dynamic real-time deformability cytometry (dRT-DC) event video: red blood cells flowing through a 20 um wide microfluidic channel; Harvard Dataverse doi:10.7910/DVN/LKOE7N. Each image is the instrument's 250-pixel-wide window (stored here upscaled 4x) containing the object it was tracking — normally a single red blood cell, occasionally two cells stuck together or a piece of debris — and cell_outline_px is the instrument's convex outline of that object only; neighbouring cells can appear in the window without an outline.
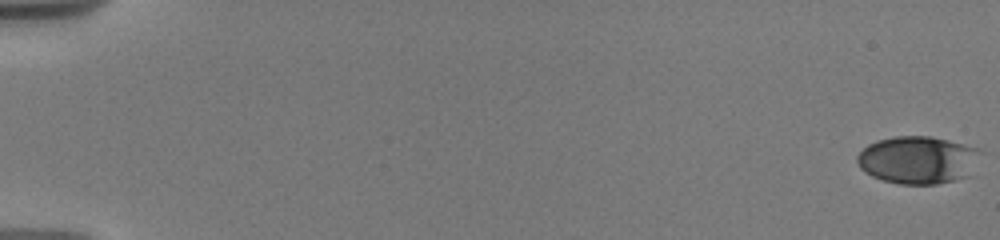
{"species": "human", "species_latin": "Homo sapiens", "temperature_condition": "warm", "stored_images_in_passage": 25, "camera_frame_rate_fps": 3000, "um_per_image_px": 0.085, "donor": {"sex": "male"}, "frame": {"image": 1, "passage_image": 1, "time_ms": 0.0, "image_size_px": [1000, 240], "cell_outline_px": [[984, 152], [972, 176], [936, 184], [900, 184], [884, 180], [872, 176], [860, 168], [856, 160], [856, 156], [868, 144], [876, 140], [896, 136], [932, 136], [980, 148]], "centroid_in_image_um": [78.1, 13.59], "position_along_channel_um": 6.9, "area_um2": 34.91}}
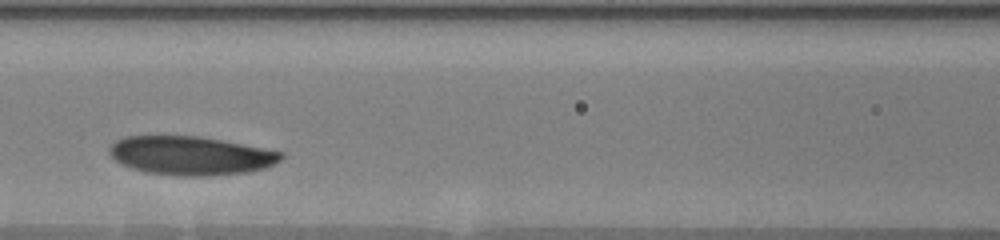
{"frame": {"image": 2, "passage_image": 19, "time_ms": 6.667, "image_size_px": [1000, 240], "cell_outline_px": [[284, 156], [280, 160], [264, 168], [248, 172], [212, 176], [180, 176], [144, 172], [132, 168], [116, 160], [108, 152], [108, 148], [116, 140], [124, 136], [200, 136], [264, 148], [284, 152]], "centroid_in_image_um": [16.21, 13.23], "position_along_channel_um": 150.4, "area_um2": 38.78}}
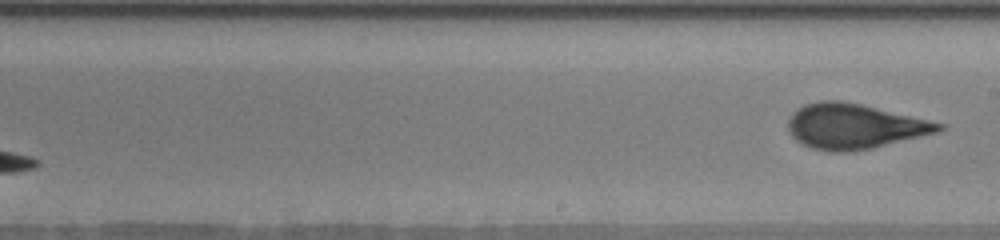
{"frame": {"image": 3, "passage_image": 25, "time_ms": 10.667, "image_size_px": [1000, 240], "cell_outline_px": [[948, 124], [940, 132], [872, 148], [844, 152], [836, 152], [812, 148], [796, 140], [788, 132], [788, 120], [792, 112], [796, 108], [804, 104], [820, 100], [840, 100], [860, 104]], "centroid_in_image_um": [72.63, 10.72], "position_along_channel_um": 216.4, "area_um2": 39.71}}